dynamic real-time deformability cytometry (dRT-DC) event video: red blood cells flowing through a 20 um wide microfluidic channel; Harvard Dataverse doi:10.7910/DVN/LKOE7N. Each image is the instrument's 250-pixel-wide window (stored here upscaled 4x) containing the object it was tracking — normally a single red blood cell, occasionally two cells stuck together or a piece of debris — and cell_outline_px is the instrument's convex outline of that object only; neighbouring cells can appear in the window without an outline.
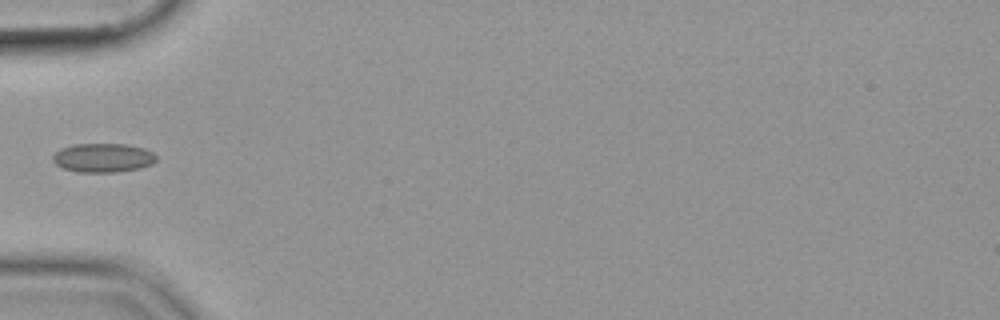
{"species": "common noctule bat (a hibernating species)", "species_latin": "Nyctalus noctula", "temperature_condition": "cold", "stored_images_in_passage": 37, "camera_frame_rate_fps": 3000, "um_per_image_px": 0.085, "animal": {"sex": "female", "body_mass_g": 19.9}, "frame": {"image": 1, "passage_image": 1, "time_ms": 0.0, "image_size_px": [1000, 320], "cell_outline_px": [[156, 160], [152, 164], [140, 168], [116, 172], [76, 172], [64, 168], [56, 164], [52, 160], [52, 156], [60, 148], [72, 144], [128, 144], [144, 148], [152, 152], [156, 156]], "centroid_in_image_um": [8.75, 13.4], "position_along_channel_um": 76.3, "area_um2": 17.57}}
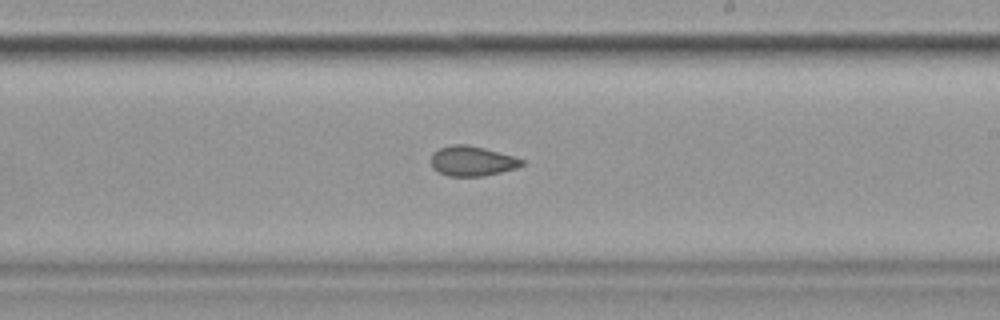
{"frame": {"image": 2, "passage_image": 15, "time_ms": 4.667, "image_size_px": [1000, 320], "cell_outline_px": [[524, 164], [516, 168], [484, 176], [448, 176], [432, 168], [432, 152], [440, 148], [452, 144], [468, 144], [484, 148], [512, 156], [524, 160]], "centroid_in_image_um": [40.11, 13.68], "position_along_channel_um": 248.9, "area_um2": 15.72}}
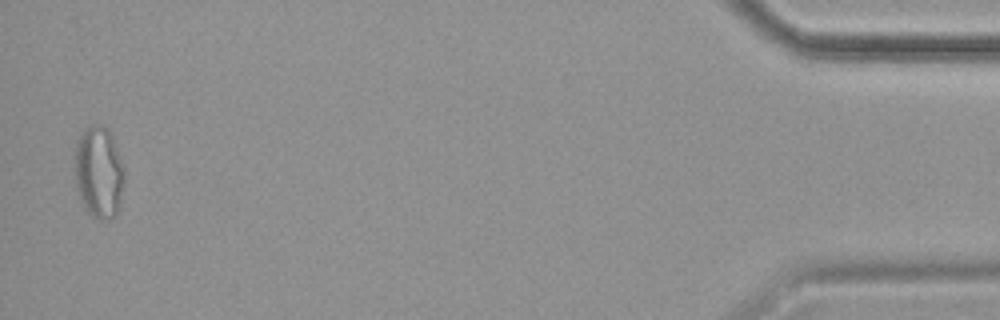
{"frame": {"image": 3, "passage_image": 36, "time_ms": 11.667, "image_size_px": [1000, 320], "cell_outline_px": [[124, 180], [120, 208], [112, 216], [104, 220], [100, 220], [92, 216], [88, 212], [80, 200], [76, 184], [76, 144], [84, 128], [92, 124], [104, 124], [108, 128], [112, 136], [124, 168]], "centroid_in_image_um": [8.42, 14.62], "position_along_channel_um": 426.8, "area_um2": 26.53}}